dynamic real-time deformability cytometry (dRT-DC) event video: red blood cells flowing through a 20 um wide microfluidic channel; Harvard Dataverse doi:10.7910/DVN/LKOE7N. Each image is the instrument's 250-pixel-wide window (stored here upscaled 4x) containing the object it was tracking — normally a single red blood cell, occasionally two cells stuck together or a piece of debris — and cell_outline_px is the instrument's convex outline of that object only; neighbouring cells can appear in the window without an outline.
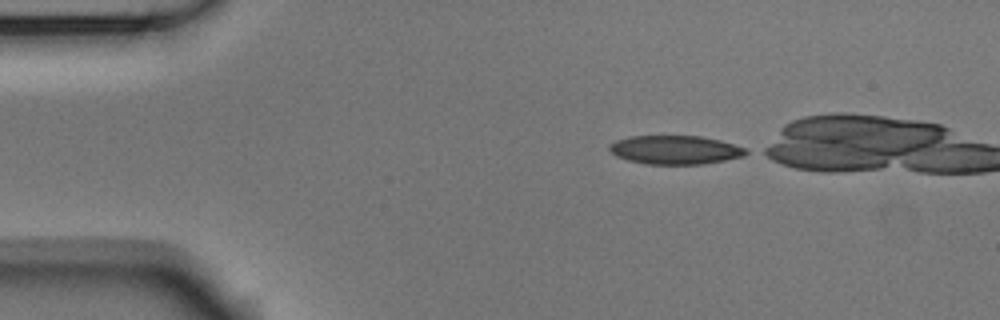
{"species": "Egyptian fruit bat (a non-hibernating species)", "species_latin": "Rousettus aegyptiacus", "temperature_condition": "room temperature", "stored_images_in_passage": 36, "camera_frame_rate_fps": 3000, "um_per_image_px": 0.085, "animal": {"sex": "male"}, "frame": {"image": 1, "passage_image": 1, "time_ms": 0.0, "image_size_px": [1000, 320], "cell_outline_px": [[748, 152], [740, 156], [724, 160], [704, 164], [644, 164], [628, 160], [616, 156], [608, 148], [608, 144], [616, 140], [632, 136], [700, 136], [720, 140], [748, 148]], "centroid_in_image_um": [57.37, 12.73], "position_along_channel_um": 27.6, "area_um2": 22.83}}
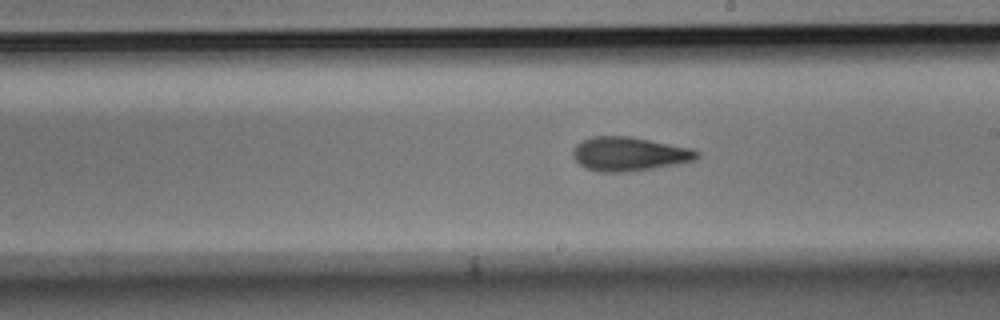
{"frame": {"image": 2, "passage_image": 22, "time_ms": 7.0, "image_size_px": [1000, 320], "cell_outline_px": [[700, 156], [696, 160], [676, 164], [652, 168], [624, 172], [596, 172], [580, 164], [572, 156], [572, 152], [576, 144], [592, 136], [628, 136], [688, 148], [700, 152]], "centroid_in_image_um": [53.45, 13.09], "position_along_channel_um": 235.5, "area_um2": 24.22}}
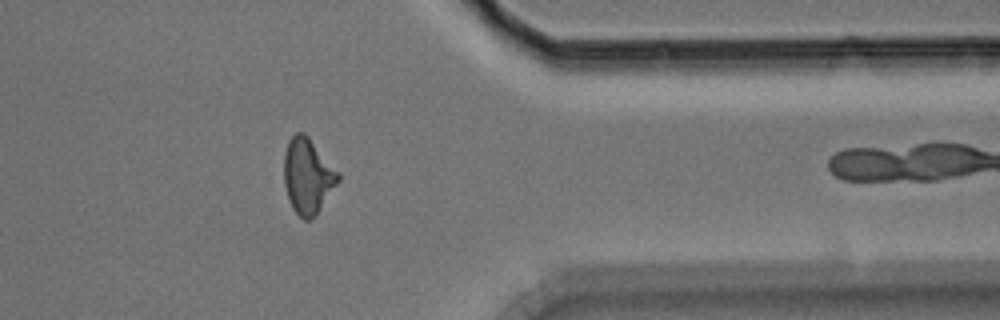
{"frame": {"image": 3, "passage_image": 35, "time_ms": 11.333, "image_size_px": [1000, 320], "cell_outline_px": [[340, 180], [316, 216], [312, 220], [304, 220], [292, 208], [284, 184], [284, 152], [288, 140], [296, 132], [304, 132], [308, 136], [340, 172]], "centroid_in_image_um": [26.17, 14.96], "position_along_channel_um": 385.2, "area_um2": 24.04}}